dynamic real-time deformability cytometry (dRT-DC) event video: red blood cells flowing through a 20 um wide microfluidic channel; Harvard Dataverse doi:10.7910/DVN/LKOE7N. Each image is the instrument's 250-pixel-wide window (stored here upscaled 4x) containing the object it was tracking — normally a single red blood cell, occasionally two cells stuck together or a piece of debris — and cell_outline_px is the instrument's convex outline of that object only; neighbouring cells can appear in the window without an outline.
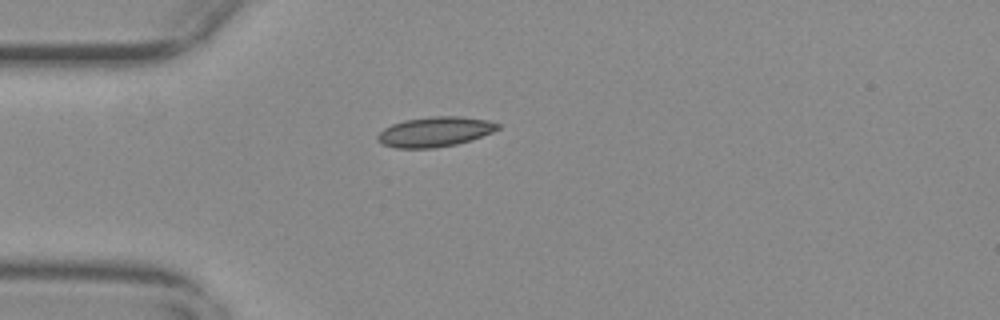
{"species": "common noctule bat (a hibernating species)", "species_latin": "Nyctalus noctula", "temperature_condition": "warm", "stored_images_in_passage": 37, "camera_frame_rate_fps": 3000, "um_per_image_px": 0.085, "animal": {"sex": "female", "body_mass_g": 29.2, "forearm_length_mm": 56.3}, "frame": {"image": 1, "passage_image": 1, "time_ms": 0.0, "image_size_px": [1000, 320], "cell_outline_px": [[500, 128], [492, 132], [472, 140], [456, 144], [436, 148], [396, 148], [384, 144], [376, 140], [376, 136], [384, 128], [392, 124], [404, 120], [432, 116], [460, 116], [488, 120], [500, 124]], "centroid_in_image_um": [36.97, 11.2], "position_along_channel_um": 48.0, "area_um2": 21.04}}
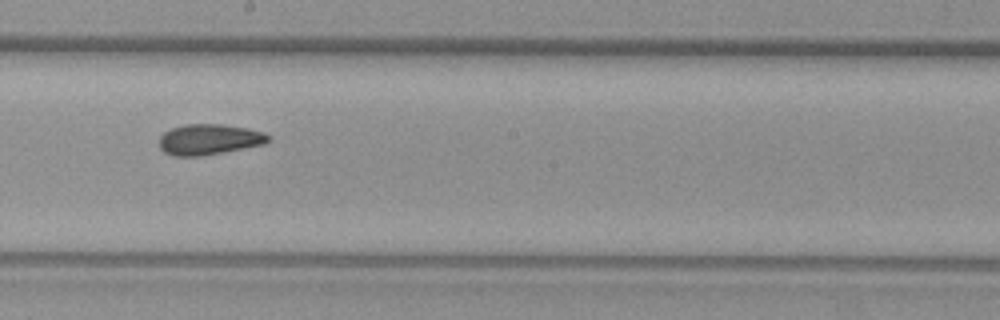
{"frame": {"image": 2, "passage_image": 17, "time_ms": 5.333, "image_size_px": [1000, 320], "cell_outline_px": [[272, 140], [264, 144], [204, 156], [172, 156], [164, 152], [160, 148], [160, 136], [164, 132], [172, 128], [184, 124], [220, 124], [248, 128], [264, 132], [272, 136]], "centroid_in_image_um": [17.81, 11.85], "position_along_channel_um": 230.4, "area_um2": 19.71}}
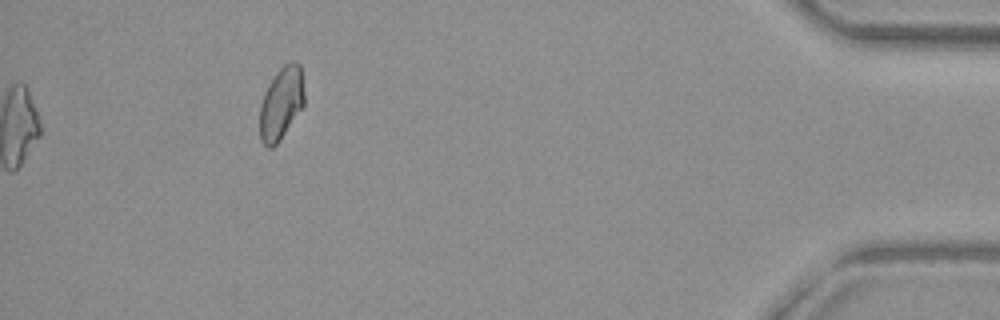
{"frame": {"image": 3, "passage_image": 37, "time_ms": 12.0, "image_size_px": [1000, 320], "cell_outline_px": [[304, 104], [280, 140], [272, 148], [268, 148], [260, 140], [260, 104], [264, 92], [268, 84], [276, 72], [284, 64], [292, 60], [296, 60], [300, 64], [304, 92]], "centroid_in_image_um": [23.89, 8.75], "position_along_channel_um": 411.3, "area_um2": 18.9}, "authors_computed_cell_mechanics": {"area_um2": 19.4786, "velocity_mm_per_s": 3.6806, "shape_relaxation_time_tau1_ms": 6.4935, "shape_relaxation_time_tau2_ms": 2.5665, "deformation_change_tau1": 0.1451, "deformation_change_tau2": 0.0574}}